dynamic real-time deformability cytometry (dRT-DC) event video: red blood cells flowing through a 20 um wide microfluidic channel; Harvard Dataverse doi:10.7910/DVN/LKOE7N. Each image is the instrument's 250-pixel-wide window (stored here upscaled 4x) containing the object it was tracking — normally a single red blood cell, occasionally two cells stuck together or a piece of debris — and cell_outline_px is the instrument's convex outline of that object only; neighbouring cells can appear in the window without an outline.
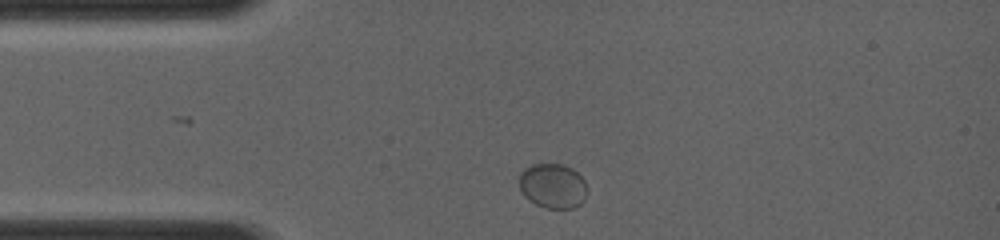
{"species": "common noctule bat (a hibernating species)", "species_latin": "Nyctalus noctula", "temperature_condition": "room temperature", "stored_images_in_passage": 2, "camera_frame_rate_fps": 4000, "um_per_image_px": 0.085, "animal": {"sex": "female", "body_mass_g": 19.0, "forearm_length_mm": 56.7}, "frame": {"image": 1, "passage_image": 2, "time_ms": 0.75, "image_size_px": [1000, 240], "cell_outline_px": [[588, 192], [584, 200], [580, 204], [572, 208], [544, 208], [528, 200], [524, 196], [520, 188], [520, 172], [524, 168], [532, 164], [560, 164], [572, 168], [584, 180], [588, 188]], "centroid_in_image_um": [46.99, 15.81], "position_along_channel_um": 38.0, "area_um2": 17.86}}